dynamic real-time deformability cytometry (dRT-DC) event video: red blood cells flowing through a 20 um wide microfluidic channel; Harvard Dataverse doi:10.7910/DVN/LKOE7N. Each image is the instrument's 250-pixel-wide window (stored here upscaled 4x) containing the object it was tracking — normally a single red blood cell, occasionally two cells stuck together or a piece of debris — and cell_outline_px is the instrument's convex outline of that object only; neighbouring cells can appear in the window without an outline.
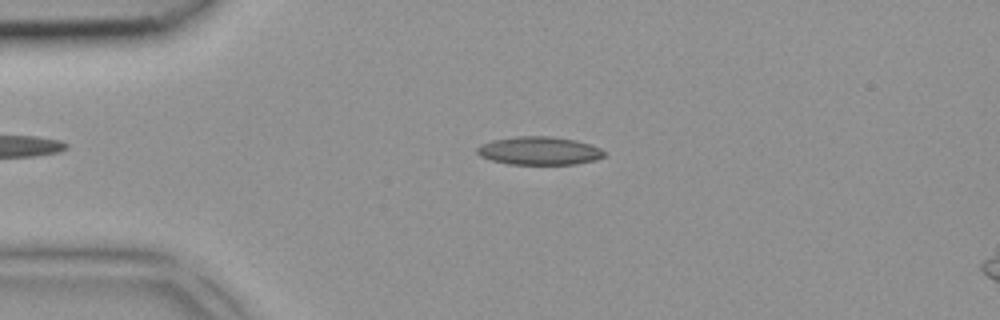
{"species": "common noctule bat (a hibernating species)", "species_latin": "Nyctalus noctula", "temperature_condition": "room temperature", "stored_images_in_passage": 3, "camera_frame_rate_fps": 3000, "um_per_image_px": 0.085, "animal": {"sex": "female", "body_mass_g": 18.4}, "frame": {"image": 1, "passage_image": 1, "time_ms": 0.0, "image_size_px": [1000, 320], "cell_outline_px": [[608, 156], [596, 160], [576, 164], [508, 164], [492, 160], [480, 156], [476, 152], [476, 148], [480, 144], [492, 140], [516, 136], [552, 136], [576, 140], [592, 144], [600, 148]], "centroid_in_image_um": [45.86, 12.81], "position_along_channel_um": 39.1, "area_um2": 21.15}}